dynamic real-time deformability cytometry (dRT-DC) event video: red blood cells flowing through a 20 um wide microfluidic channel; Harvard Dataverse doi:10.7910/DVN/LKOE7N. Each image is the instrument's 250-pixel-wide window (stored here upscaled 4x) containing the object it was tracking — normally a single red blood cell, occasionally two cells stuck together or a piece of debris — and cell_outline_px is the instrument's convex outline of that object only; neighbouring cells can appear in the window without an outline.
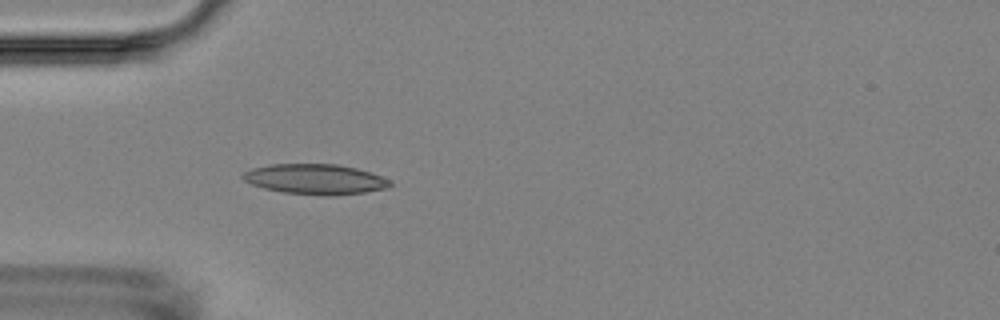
{"species": "Egyptian fruit bat (a non-hibernating species)", "species_latin": "Rousettus aegyptiacus", "temperature_condition": "room temperature", "stored_images_in_passage": 4, "camera_frame_rate_fps": 3000, "um_per_image_px": 0.085, "animal": {"sex": "female"}, "frame": {"image": 1, "passage_image": 4, "time_ms": 3.333, "image_size_px": [1000, 320], "cell_outline_px": [[392, 184], [388, 188], [364, 192], [328, 196], [284, 192], [264, 188], [252, 184], [244, 180], [240, 176], [244, 172], [252, 168], [268, 164], [336, 164], [356, 168], [392, 180]], "centroid_in_image_um": [26.79, 15.23], "position_along_channel_um": 58.2, "area_um2": 25.84}}